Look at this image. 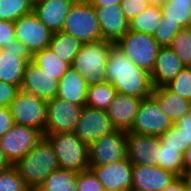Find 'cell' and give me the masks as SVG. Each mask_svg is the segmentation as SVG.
<instances>
[{"mask_svg":"<svg viewBox=\"0 0 191 191\" xmlns=\"http://www.w3.org/2000/svg\"><path fill=\"white\" fill-rule=\"evenodd\" d=\"M106 80L120 94L144 99L153 92L150 74L132 63L115 44L107 60Z\"/></svg>","mask_w":191,"mask_h":191,"instance_id":"1","label":"cell"},{"mask_svg":"<svg viewBox=\"0 0 191 191\" xmlns=\"http://www.w3.org/2000/svg\"><path fill=\"white\" fill-rule=\"evenodd\" d=\"M25 184L35 191L55 170L59 169L55 151L46 137L13 165Z\"/></svg>","mask_w":191,"mask_h":191,"instance_id":"2","label":"cell"},{"mask_svg":"<svg viewBox=\"0 0 191 191\" xmlns=\"http://www.w3.org/2000/svg\"><path fill=\"white\" fill-rule=\"evenodd\" d=\"M114 44L108 40L82 44L71 66L84 76L88 86L107 82V60Z\"/></svg>","mask_w":191,"mask_h":191,"instance_id":"3","label":"cell"},{"mask_svg":"<svg viewBox=\"0 0 191 191\" xmlns=\"http://www.w3.org/2000/svg\"><path fill=\"white\" fill-rule=\"evenodd\" d=\"M62 31L77 38L82 44L102 40L96 8L87 0H75Z\"/></svg>","mask_w":191,"mask_h":191,"instance_id":"4","label":"cell"},{"mask_svg":"<svg viewBox=\"0 0 191 191\" xmlns=\"http://www.w3.org/2000/svg\"><path fill=\"white\" fill-rule=\"evenodd\" d=\"M46 138L53 146L59 169L76 172L89 169V146L74 132L48 134Z\"/></svg>","mask_w":191,"mask_h":191,"instance_id":"5","label":"cell"},{"mask_svg":"<svg viewBox=\"0 0 191 191\" xmlns=\"http://www.w3.org/2000/svg\"><path fill=\"white\" fill-rule=\"evenodd\" d=\"M115 45L132 63L151 74L161 48L153 35L129 30Z\"/></svg>","mask_w":191,"mask_h":191,"instance_id":"6","label":"cell"},{"mask_svg":"<svg viewBox=\"0 0 191 191\" xmlns=\"http://www.w3.org/2000/svg\"><path fill=\"white\" fill-rule=\"evenodd\" d=\"M14 124L23 125L42 134L46 127L47 101L23 90H19L9 105Z\"/></svg>","mask_w":191,"mask_h":191,"instance_id":"7","label":"cell"},{"mask_svg":"<svg viewBox=\"0 0 191 191\" xmlns=\"http://www.w3.org/2000/svg\"><path fill=\"white\" fill-rule=\"evenodd\" d=\"M173 124V121L160 110L158 102L149 96L141 100L133 126L127 132L160 137Z\"/></svg>","mask_w":191,"mask_h":191,"instance_id":"8","label":"cell"},{"mask_svg":"<svg viewBox=\"0 0 191 191\" xmlns=\"http://www.w3.org/2000/svg\"><path fill=\"white\" fill-rule=\"evenodd\" d=\"M31 60L27 47L14 38L0 49V81L21 87L25 66Z\"/></svg>","mask_w":191,"mask_h":191,"instance_id":"9","label":"cell"},{"mask_svg":"<svg viewBox=\"0 0 191 191\" xmlns=\"http://www.w3.org/2000/svg\"><path fill=\"white\" fill-rule=\"evenodd\" d=\"M82 108L59 97L47 100L46 127L43 137L48 134L73 132Z\"/></svg>","mask_w":191,"mask_h":191,"instance_id":"10","label":"cell"},{"mask_svg":"<svg viewBox=\"0 0 191 191\" xmlns=\"http://www.w3.org/2000/svg\"><path fill=\"white\" fill-rule=\"evenodd\" d=\"M89 166H103L127 158L126 132L115 129L89 145Z\"/></svg>","mask_w":191,"mask_h":191,"instance_id":"11","label":"cell"},{"mask_svg":"<svg viewBox=\"0 0 191 191\" xmlns=\"http://www.w3.org/2000/svg\"><path fill=\"white\" fill-rule=\"evenodd\" d=\"M14 29L15 38L27 47L32 56L49 47L52 32L34 12L21 16L14 21Z\"/></svg>","mask_w":191,"mask_h":191,"instance_id":"12","label":"cell"},{"mask_svg":"<svg viewBox=\"0 0 191 191\" xmlns=\"http://www.w3.org/2000/svg\"><path fill=\"white\" fill-rule=\"evenodd\" d=\"M43 137L36 129L14 124L0 138V147L3 149L9 161L14 165L22 159Z\"/></svg>","mask_w":191,"mask_h":191,"instance_id":"13","label":"cell"},{"mask_svg":"<svg viewBox=\"0 0 191 191\" xmlns=\"http://www.w3.org/2000/svg\"><path fill=\"white\" fill-rule=\"evenodd\" d=\"M114 130L107 110L83 106L73 132L89 146Z\"/></svg>","mask_w":191,"mask_h":191,"instance_id":"14","label":"cell"},{"mask_svg":"<svg viewBox=\"0 0 191 191\" xmlns=\"http://www.w3.org/2000/svg\"><path fill=\"white\" fill-rule=\"evenodd\" d=\"M159 137L126 132V153L132 164L159 166Z\"/></svg>","mask_w":191,"mask_h":191,"instance_id":"15","label":"cell"},{"mask_svg":"<svg viewBox=\"0 0 191 191\" xmlns=\"http://www.w3.org/2000/svg\"><path fill=\"white\" fill-rule=\"evenodd\" d=\"M105 191H128L132 186V163L128 158L103 166H90Z\"/></svg>","mask_w":191,"mask_h":191,"instance_id":"16","label":"cell"},{"mask_svg":"<svg viewBox=\"0 0 191 191\" xmlns=\"http://www.w3.org/2000/svg\"><path fill=\"white\" fill-rule=\"evenodd\" d=\"M59 80L44 72L32 60L28 61L20 89L44 100L57 97Z\"/></svg>","mask_w":191,"mask_h":191,"instance_id":"17","label":"cell"},{"mask_svg":"<svg viewBox=\"0 0 191 191\" xmlns=\"http://www.w3.org/2000/svg\"><path fill=\"white\" fill-rule=\"evenodd\" d=\"M178 176L160 166L132 164L131 189L162 191Z\"/></svg>","mask_w":191,"mask_h":191,"instance_id":"18","label":"cell"},{"mask_svg":"<svg viewBox=\"0 0 191 191\" xmlns=\"http://www.w3.org/2000/svg\"><path fill=\"white\" fill-rule=\"evenodd\" d=\"M75 0H38L34 2L33 12L53 33L62 31L64 21Z\"/></svg>","mask_w":191,"mask_h":191,"instance_id":"19","label":"cell"},{"mask_svg":"<svg viewBox=\"0 0 191 191\" xmlns=\"http://www.w3.org/2000/svg\"><path fill=\"white\" fill-rule=\"evenodd\" d=\"M95 8L100 24L102 40L116 43L129 31V22L124 17L120 5Z\"/></svg>","mask_w":191,"mask_h":191,"instance_id":"20","label":"cell"},{"mask_svg":"<svg viewBox=\"0 0 191 191\" xmlns=\"http://www.w3.org/2000/svg\"><path fill=\"white\" fill-rule=\"evenodd\" d=\"M141 100L134 96L116 93L107 109L112 126L118 130L129 131L135 121Z\"/></svg>","mask_w":191,"mask_h":191,"instance_id":"21","label":"cell"},{"mask_svg":"<svg viewBox=\"0 0 191 191\" xmlns=\"http://www.w3.org/2000/svg\"><path fill=\"white\" fill-rule=\"evenodd\" d=\"M185 68L176 53L169 47L160 48L150 74L153 88L166 86Z\"/></svg>","mask_w":191,"mask_h":191,"instance_id":"22","label":"cell"},{"mask_svg":"<svg viewBox=\"0 0 191 191\" xmlns=\"http://www.w3.org/2000/svg\"><path fill=\"white\" fill-rule=\"evenodd\" d=\"M87 89L84 76L70 66L59 79L57 97L83 107L86 106Z\"/></svg>","mask_w":191,"mask_h":191,"instance_id":"23","label":"cell"},{"mask_svg":"<svg viewBox=\"0 0 191 191\" xmlns=\"http://www.w3.org/2000/svg\"><path fill=\"white\" fill-rule=\"evenodd\" d=\"M163 111L175 123L191 112V102L171 92L166 86L153 88L151 95Z\"/></svg>","mask_w":191,"mask_h":191,"instance_id":"24","label":"cell"},{"mask_svg":"<svg viewBox=\"0 0 191 191\" xmlns=\"http://www.w3.org/2000/svg\"><path fill=\"white\" fill-rule=\"evenodd\" d=\"M82 43L70 34L63 31L53 33L49 43V49L70 66L73 59L80 51Z\"/></svg>","mask_w":191,"mask_h":191,"instance_id":"25","label":"cell"},{"mask_svg":"<svg viewBox=\"0 0 191 191\" xmlns=\"http://www.w3.org/2000/svg\"><path fill=\"white\" fill-rule=\"evenodd\" d=\"M162 22L177 23L182 28L190 27L191 0H169L160 4Z\"/></svg>","mask_w":191,"mask_h":191,"instance_id":"26","label":"cell"},{"mask_svg":"<svg viewBox=\"0 0 191 191\" xmlns=\"http://www.w3.org/2000/svg\"><path fill=\"white\" fill-rule=\"evenodd\" d=\"M162 20L160 4L152 3L145 11L134 16L129 22V30L154 35Z\"/></svg>","mask_w":191,"mask_h":191,"instance_id":"27","label":"cell"},{"mask_svg":"<svg viewBox=\"0 0 191 191\" xmlns=\"http://www.w3.org/2000/svg\"><path fill=\"white\" fill-rule=\"evenodd\" d=\"M77 172L57 169L53 171L35 191H76Z\"/></svg>","mask_w":191,"mask_h":191,"instance_id":"28","label":"cell"},{"mask_svg":"<svg viewBox=\"0 0 191 191\" xmlns=\"http://www.w3.org/2000/svg\"><path fill=\"white\" fill-rule=\"evenodd\" d=\"M32 61L44 72L53 75V78L59 80L68 70L70 65L55 55L49 48H45L32 56Z\"/></svg>","mask_w":191,"mask_h":191,"instance_id":"29","label":"cell"},{"mask_svg":"<svg viewBox=\"0 0 191 191\" xmlns=\"http://www.w3.org/2000/svg\"><path fill=\"white\" fill-rule=\"evenodd\" d=\"M116 93L115 88L109 82L88 86L86 106L95 109L107 110Z\"/></svg>","mask_w":191,"mask_h":191,"instance_id":"30","label":"cell"},{"mask_svg":"<svg viewBox=\"0 0 191 191\" xmlns=\"http://www.w3.org/2000/svg\"><path fill=\"white\" fill-rule=\"evenodd\" d=\"M32 0H0V20L14 22L33 12Z\"/></svg>","mask_w":191,"mask_h":191,"instance_id":"31","label":"cell"},{"mask_svg":"<svg viewBox=\"0 0 191 191\" xmlns=\"http://www.w3.org/2000/svg\"><path fill=\"white\" fill-rule=\"evenodd\" d=\"M185 67H191V28H182L170 46Z\"/></svg>","mask_w":191,"mask_h":191,"instance_id":"32","label":"cell"},{"mask_svg":"<svg viewBox=\"0 0 191 191\" xmlns=\"http://www.w3.org/2000/svg\"><path fill=\"white\" fill-rule=\"evenodd\" d=\"M159 166L164 170L170 171L177 176H182L183 154L178 149L172 147H161L158 155Z\"/></svg>","mask_w":191,"mask_h":191,"instance_id":"33","label":"cell"},{"mask_svg":"<svg viewBox=\"0 0 191 191\" xmlns=\"http://www.w3.org/2000/svg\"><path fill=\"white\" fill-rule=\"evenodd\" d=\"M161 147H172L178 149L183 155L191 146L187 144V136L182 129L175 123L167 129L160 137Z\"/></svg>","mask_w":191,"mask_h":191,"instance_id":"34","label":"cell"},{"mask_svg":"<svg viewBox=\"0 0 191 191\" xmlns=\"http://www.w3.org/2000/svg\"><path fill=\"white\" fill-rule=\"evenodd\" d=\"M166 87L191 102V67L183 68Z\"/></svg>","mask_w":191,"mask_h":191,"instance_id":"35","label":"cell"},{"mask_svg":"<svg viewBox=\"0 0 191 191\" xmlns=\"http://www.w3.org/2000/svg\"><path fill=\"white\" fill-rule=\"evenodd\" d=\"M0 191H32L12 166L0 171Z\"/></svg>","mask_w":191,"mask_h":191,"instance_id":"36","label":"cell"},{"mask_svg":"<svg viewBox=\"0 0 191 191\" xmlns=\"http://www.w3.org/2000/svg\"><path fill=\"white\" fill-rule=\"evenodd\" d=\"M182 29L177 23L160 22L153 38L161 48L169 47L175 35Z\"/></svg>","mask_w":191,"mask_h":191,"instance_id":"37","label":"cell"},{"mask_svg":"<svg viewBox=\"0 0 191 191\" xmlns=\"http://www.w3.org/2000/svg\"><path fill=\"white\" fill-rule=\"evenodd\" d=\"M76 191H105L104 187L90 170L77 172V190Z\"/></svg>","mask_w":191,"mask_h":191,"instance_id":"38","label":"cell"},{"mask_svg":"<svg viewBox=\"0 0 191 191\" xmlns=\"http://www.w3.org/2000/svg\"><path fill=\"white\" fill-rule=\"evenodd\" d=\"M151 4L150 0H122L120 7L124 17L130 22L134 16L145 11Z\"/></svg>","mask_w":191,"mask_h":191,"instance_id":"39","label":"cell"},{"mask_svg":"<svg viewBox=\"0 0 191 191\" xmlns=\"http://www.w3.org/2000/svg\"><path fill=\"white\" fill-rule=\"evenodd\" d=\"M19 90L20 87L18 85L0 81V107H9Z\"/></svg>","mask_w":191,"mask_h":191,"instance_id":"40","label":"cell"},{"mask_svg":"<svg viewBox=\"0 0 191 191\" xmlns=\"http://www.w3.org/2000/svg\"><path fill=\"white\" fill-rule=\"evenodd\" d=\"M15 38L14 22L0 20V49Z\"/></svg>","mask_w":191,"mask_h":191,"instance_id":"41","label":"cell"},{"mask_svg":"<svg viewBox=\"0 0 191 191\" xmlns=\"http://www.w3.org/2000/svg\"><path fill=\"white\" fill-rule=\"evenodd\" d=\"M14 125L9 107H0V138Z\"/></svg>","mask_w":191,"mask_h":191,"instance_id":"42","label":"cell"},{"mask_svg":"<svg viewBox=\"0 0 191 191\" xmlns=\"http://www.w3.org/2000/svg\"><path fill=\"white\" fill-rule=\"evenodd\" d=\"M187 136V144H191V112L175 122Z\"/></svg>","mask_w":191,"mask_h":191,"instance_id":"43","label":"cell"},{"mask_svg":"<svg viewBox=\"0 0 191 191\" xmlns=\"http://www.w3.org/2000/svg\"><path fill=\"white\" fill-rule=\"evenodd\" d=\"M162 191H187L185 180L182 176H178Z\"/></svg>","mask_w":191,"mask_h":191,"instance_id":"44","label":"cell"},{"mask_svg":"<svg viewBox=\"0 0 191 191\" xmlns=\"http://www.w3.org/2000/svg\"><path fill=\"white\" fill-rule=\"evenodd\" d=\"M94 7H109L111 5H120L122 0H87Z\"/></svg>","mask_w":191,"mask_h":191,"instance_id":"45","label":"cell"},{"mask_svg":"<svg viewBox=\"0 0 191 191\" xmlns=\"http://www.w3.org/2000/svg\"><path fill=\"white\" fill-rule=\"evenodd\" d=\"M183 171L184 173H191V146L183 155Z\"/></svg>","mask_w":191,"mask_h":191,"instance_id":"46","label":"cell"},{"mask_svg":"<svg viewBox=\"0 0 191 191\" xmlns=\"http://www.w3.org/2000/svg\"><path fill=\"white\" fill-rule=\"evenodd\" d=\"M12 166L13 164L9 161L3 149L0 147V171L6 170Z\"/></svg>","mask_w":191,"mask_h":191,"instance_id":"47","label":"cell"},{"mask_svg":"<svg viewBox=\"0 0 191 191\" xmlns=\"http://www.w3.org/2000/svg\"><path fill=\"white\" fill-rule=\"evenodd\" d=\"M182 177L185 180L187 191H191V173H183Z\"/></svg>","mask_w":191,"mask_h":191,"instance_id":"48","label":"cell"},{"mask_svg":"<svg viewBox=\"0 0 191 191\" xmlns=\"http://www.w3.org/2000/svg\"><path fill=\"white\" fill-rule=\"evenodd\" d=\"M152 3H155V4H161L163 2H166V1H169V0H150Z\"/></svg>","mask_w":191,"mask_h":191,"instance_id":"49","label":"cell"},{"mask_svg":"<svg viewBox=\"0 0 191 191\" xmlns=\"http://www.w3.org/2000/svg\"><path fill=\"white\" fill-rule=\"evenodd\" d=\"M128 191H139V190H135V189H130V190H128Z\"/></svg>","mask_w":191,"mask_h":191,"instance_id":"50","label":"cell"}]
</instances>
